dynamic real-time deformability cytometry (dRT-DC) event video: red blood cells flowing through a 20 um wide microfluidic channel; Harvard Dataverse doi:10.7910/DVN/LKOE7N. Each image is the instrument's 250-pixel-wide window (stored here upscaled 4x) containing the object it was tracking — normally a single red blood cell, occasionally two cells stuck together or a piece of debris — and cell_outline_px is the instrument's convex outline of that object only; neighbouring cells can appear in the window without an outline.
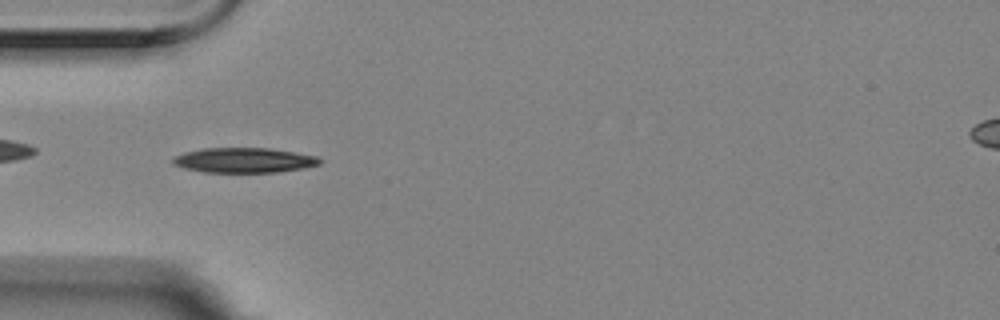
{"species": "Egyptian fruit bat (a non-hibernating species)", "species_latin": "Rousettus aegyptiacus", "temperature_condition": "room temperature", "stored_images_in_passage": 41, "camera_frame_rate_fps": 3000, "um_per_image_px": 0.085, "animal": {"sex": "female"}, "frame": {"image": 1, "passage_image": 2, "time_ms": 0.333, "image_size_px": [1000, 320], "cell_outline_px": [[320, 164], [300, 168], [276, 172], [204, 172], [184, 168], [172, 164], [172, 156], [184, 152], [204, 148], [268, 148], [316, 156], [320, 160]], "centroid_in_image_um": [20.65, 13.61], "position_along_channel_um": 64.4, "area_um2": 21.15}}
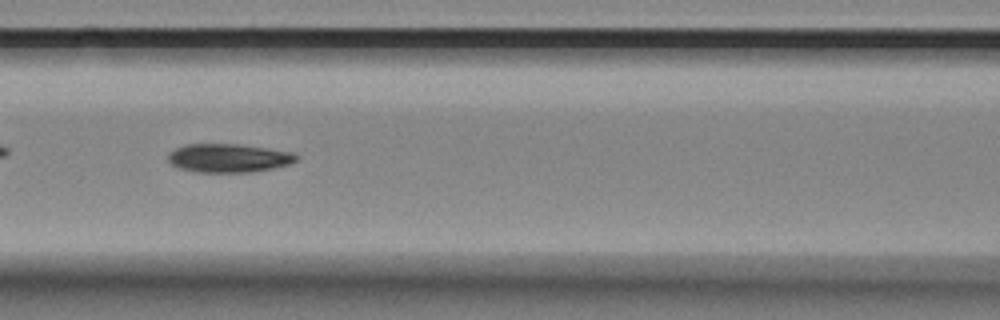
{"frame": {"image": 2, "passage_image": 9, "time_ms": 2.667, "image_size_px": [1000, 320], "cell_outline_px": [[300, 156], [296, 160], [288, 164], [272, 168], [252, 172], [196, 172], [176, 168], [168, 160], [168, 152], [184, 144], [240, 144], [268, 148], [292, 152]], "centroid_in_image_um": [19.4, 13.43], "position_along_channel_um": 147.2, "area_um2": 21.5}}
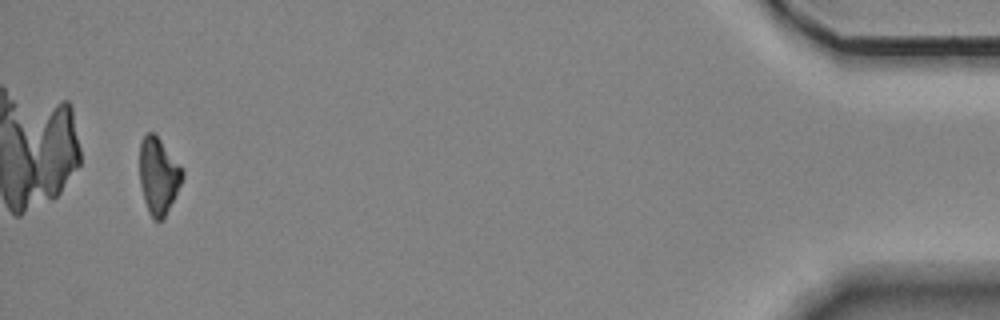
{"frame": {"image": 3, "passage_image": 39, "time_ms": 12.667, "image_size_px": [1000, 320], "cell_outline_px": [[184, 176], [164, 220], [152, 220], [148, 212], [144, 200], [140, 184], [140, 144], [144, 136], [148, 132], [152, 132], [160, 140], [184, 168]], "centroid_in_image_um": [13.48, 14.98], "position_along_channel_um": 421.7, "area_um2": 19.13}, "authors_computed_cell_mechanics": {"area_um2": 21.1548, "velocity_mm_per_s": 3.5291, "shape_relaxation_time_tau1_ms": 4.8993, "shape_relaxation_time_tau2_ms": 11.0542, "deformation_change_tau1": 0.1872, "deformation_change_tau2": 0.1621}}